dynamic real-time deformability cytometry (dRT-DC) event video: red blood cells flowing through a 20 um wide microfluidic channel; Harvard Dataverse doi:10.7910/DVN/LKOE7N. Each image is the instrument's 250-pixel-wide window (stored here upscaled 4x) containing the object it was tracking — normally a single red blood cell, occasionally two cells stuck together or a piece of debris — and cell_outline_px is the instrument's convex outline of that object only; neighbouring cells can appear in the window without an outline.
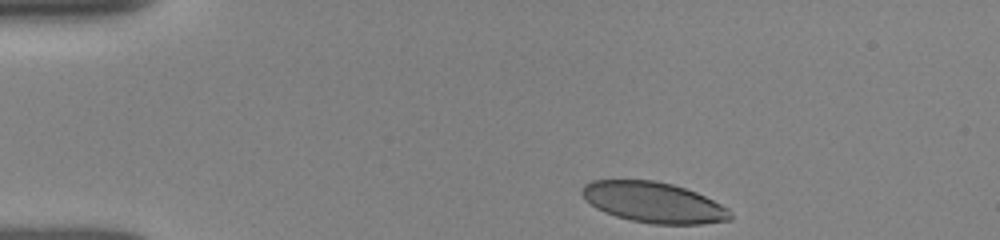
{"species": "human", "species_latin": "Homo sapiens", "temperature_condition": "room temperature", "stored_images_in_passage": 35, "camera_frame_rate_fps": 3000, "um_per_image_px": 0.085, "donor": {"sex": "female"}, "frame": {"image": 1, "passage_image": 1, "time_ms": 0.0, "image_size_px": [1000, 240], "cell_outline_px": [[732, 220], [700, 224], [652, 224], [632, 220], [616, 216], [604, 212], [596, 208], [580, 192], [584, 184], [592, 180], [656, 180], [672, 184], [696, 192], [728, 208], [732, 212]], "centroid_in_image_um": [55.57, 17.2], "position_along_channel_um": 29.4, "area_um2": 34.97}}
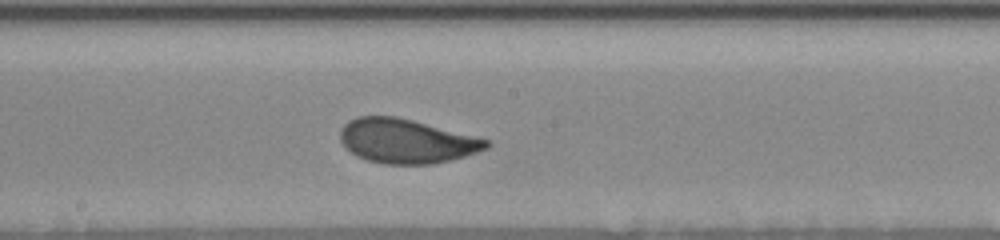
{"frame": {"image": 2, "passage_image": 20, "time_ms": 6.333, "image_size_px": [1000, 240], "cell_outline_px": [[492, 144], [488, 148], [464, 156], [432, 164], [384, 164], [368, 160], [356, 156], [340, 140], [340, 132], [344, 124], [348, 120], [356, 116], [396, 116], [412, 120], [488, 140]], "centroid_in_image_um": [34.51, 11.99], "position_along_channel_um": 213.7, "area_um2": 37.28}}
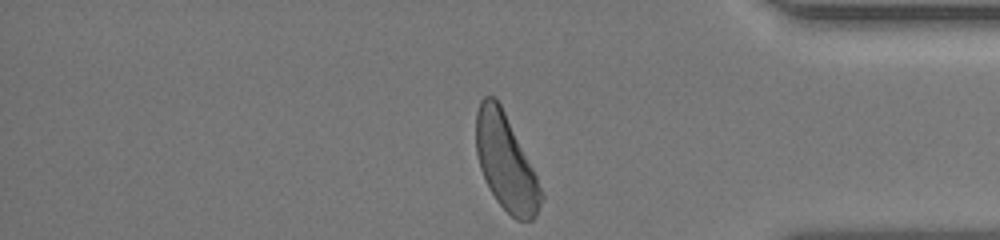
{"frame": {"image": 3, "passage_image": 35, "time_ms": 11.333, "image_size_px": [1000, 240], "cell_outline_px": [[544, 196], [536, 216], [532, 220], [516, 220], [496, 200], [480, 168], [476, 152], [476, 112], [480, 100], [484, 96], [496, 96], [536, 176]], "centroid_in_image_um": [42.98, 13.8], "position_along_channel_um": 392.2, "area_um2": 35.6}, "authors_computed_cell_mechanics": {"area_um2": 37.281, "velocity_mm_per_s": 3.9235, "shape_relaxation_time_tau1_ms": 3.2172, "shape_relaxation_time_tau2_ms": 0.7171, "deformation_change_tau1": 0.1409, "deformation_change_tau2": 0.0576}}